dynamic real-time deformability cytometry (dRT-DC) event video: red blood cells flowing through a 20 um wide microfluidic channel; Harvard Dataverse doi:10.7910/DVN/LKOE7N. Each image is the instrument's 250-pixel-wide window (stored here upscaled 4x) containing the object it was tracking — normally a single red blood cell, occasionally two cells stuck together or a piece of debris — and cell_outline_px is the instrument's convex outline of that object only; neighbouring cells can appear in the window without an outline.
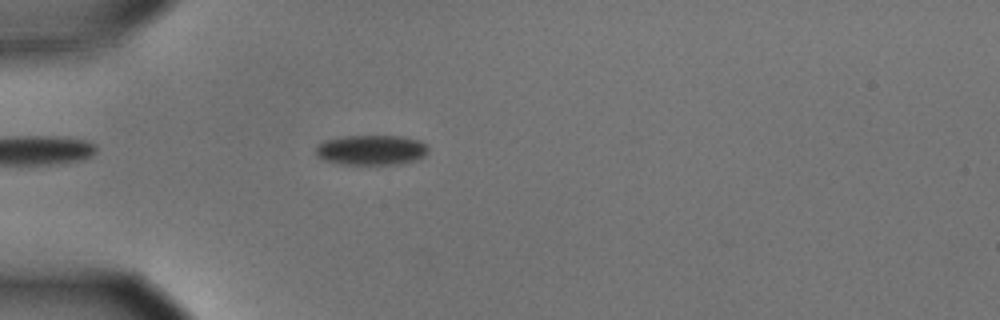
{"species": "common noctule bat (a hibernating species)", "species_latin": "Nyctalus noctula", "temperature_condition": "cold", "stored_images_in_passage": 24, "camera_frame_rate_fps": 3000, "um_per_image_px": 0.085, "animal": {"sex": "male", "body_mass_g": 15.6}, "frame": {"image": 1, "passage_image": 6, "time_ms": 1.667, "image_size_px": [1000, 320], "cell_outline_px": [[428, 148], [424, 156], [400, 164], [344, 164], [324, 160], [316, 152], [316, 148], [324, 140], [344, 136], [400, 136], [420, 140]], "centroid_in_image_um": [31.56, 12.74], "position_along_channel_um": 53.4, "area_um2": 19.36}}
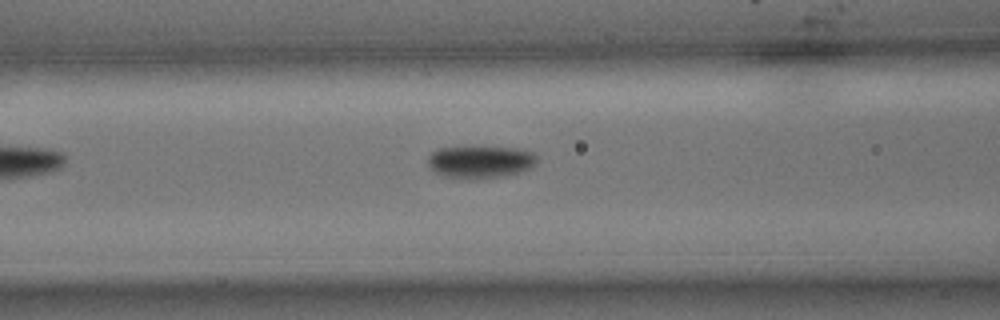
{"frame": {"image": 2, "passage_image": 13, "time_ms": 4.0, "image_size_px": [1000, 320], "cell_outline_px": [[536, 160], [532, 168], [520, 172], [504, 176], [484, 180], [468, 180], [444, 176], [436, 172], [428, 164], [428, 156], [432, 152], [440, 148], [516, 148], [528, 152], [536, 156]], "centroid_in_image_um": [40.81, 13.81], "position_along_channel_um": 125.8, "area_um2": 20.46}}
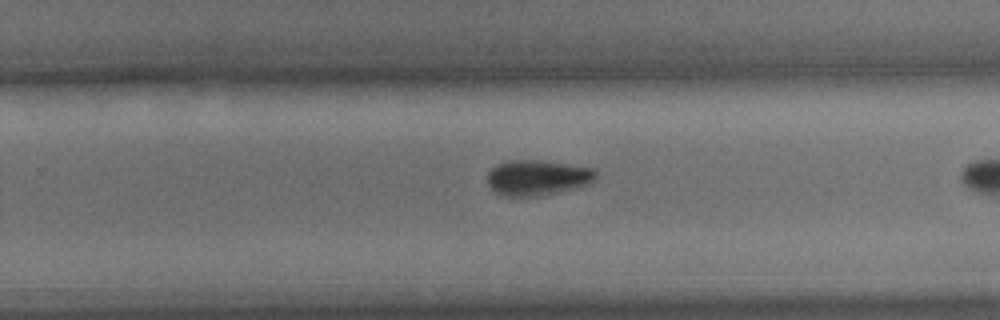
{"frame": {"image": 3, "passage_image": 23, "time_ms": 7.333, "image_size_px": [1000, 320], "cell_outline_px": [[596, 180], [588, 184], [556, 192], [536, 196], [508, 196], [496, 192], [488, 184], [488, 172], [496, 164], [508, 160], [540, 160], [596, 168]], "centroid_in_image_um": [45.69, 15.08], "position_along_channel_um": 284.1, "area_um2": 22.25}}